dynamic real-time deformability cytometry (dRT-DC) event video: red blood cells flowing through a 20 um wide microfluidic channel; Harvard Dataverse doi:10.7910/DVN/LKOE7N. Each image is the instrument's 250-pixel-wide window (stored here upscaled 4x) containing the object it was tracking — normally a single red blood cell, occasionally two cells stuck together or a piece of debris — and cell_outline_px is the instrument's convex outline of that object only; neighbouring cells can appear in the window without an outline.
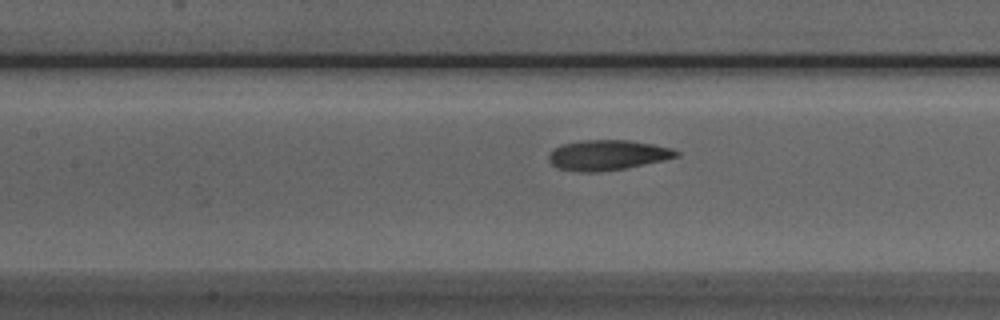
{"species": "Egyptian fruit bat (a non-hibernating species)", "species_latin": "Rousettus aegyptiacus", "temperature_condition": "room temperature", "stored_images_in_passage": 12, "camera_frame_rate_fps": 3000, "um_per_image_px": 0.085, "animal": {"sex": "male"}, "frame": {"image": 1, "passage_image": 9, "time_ms": 2.667, "image_size_px": [1000, 320], "cell_outline_px": [[680, 156], [664, 160], [624, 168], [600, 172], [580, 172], [560, 168], [552, 164], [548, 160], [548, 156], [552, 148], [560, 144], [580, 140], [628, 140], [652, 144], [672, 148], [680, 152]], "centroid_in_image_um": [51.61, 13.17], "position_along_channel_um": 155.8, "area_um2": 22.54}}